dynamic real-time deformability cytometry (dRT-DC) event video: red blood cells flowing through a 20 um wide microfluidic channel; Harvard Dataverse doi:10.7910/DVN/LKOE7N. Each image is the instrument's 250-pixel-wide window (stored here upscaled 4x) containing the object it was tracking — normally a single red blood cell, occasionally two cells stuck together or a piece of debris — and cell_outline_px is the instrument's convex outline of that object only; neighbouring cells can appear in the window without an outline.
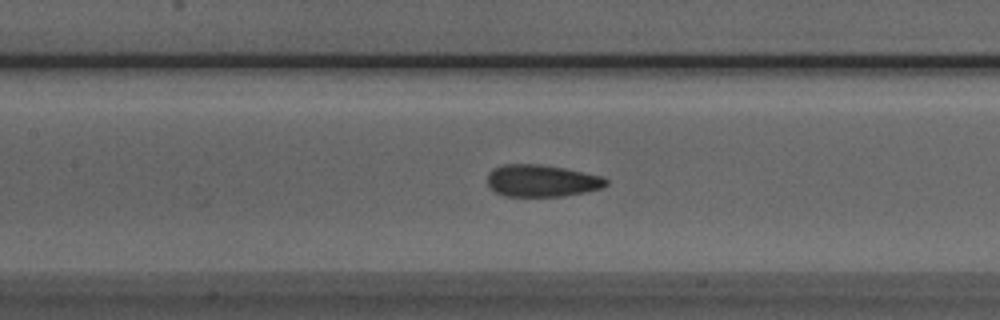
{"species": "Egyptian fruit bat (a non-hibernating species)", "species_latin": "Rousettus aegyptiacus", "temperature_condition": "room temperature", "stored_images_in_passage": 45, "camera_frame_rate_fps": 3000, "um_per_image_px": 0.085, "animal": {"sex": "male"}, "frame": {"image": 1, "passage_image": 23, "time_ms": 7.333, "image_size_px": [1000, 320], "cell_outline_px": [[608, 184], [600, 188], [584, 192], [564, 196], [504, 196], [496, 192], [488, 184], [488, 172], [492, 168], [504, 164], [540, 164], [564, 168], [600, 176], [608, 180]], "centroid_in_image_um": [46.02, 15.36], "position_along_channel_um": 161.4, "area_um2": 22.02}}
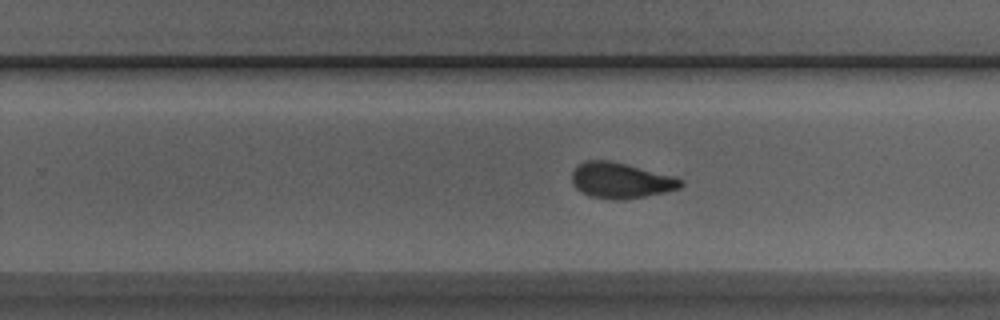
{"frame": {"image": 2, "passage_image": 32, "time_ms": 10.333, "image_size_px": [1000, 320], "cell_outline_px": [[684, 184], [680, 188], [664, 192], [624, 200], [616, 200], [592, 196], [580, 192], [572, 184], [572, 172], [576, 164], [584, 160], [608, 160], [672, 176], [684, 180]], "centroid_in_image_um": [52.72, 15.34], "position_along_channel_um": 277.1, "area_um2": 22.48}}
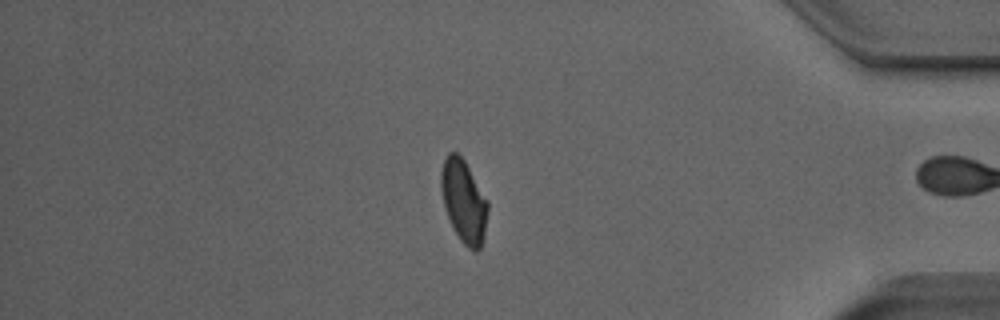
{"frame": {"image": 3, "passage_image": 44, "time_ms": 14.333, "image_size_px": [1000, 320], "cell_outline_px": [[488, 208], [484, 232], [480, 248], [476, 252], [468, 248], [460, 240], [452, 228], [444, 208], [440, 188], [440, 172], [444, 160], [448, 152], [456, 152], [464, 160], [488, 200]], "centroid_in_image_um": [39.39, 17.09], "position_along_channel_um": 395.8, "area_um2": 22.6}, "authors_computed_cell_mechanics": {"area_um2": 22.6576, "velocity_mm_per_s": 3.8695, "shape_relaxation_time_tau1_ms": 5.7488, "shape_relaxation_time_tau2_ms": 1.4719, "deformation_change_tau1": 0.1734, "deformation_change_tau2": 0.0865}}